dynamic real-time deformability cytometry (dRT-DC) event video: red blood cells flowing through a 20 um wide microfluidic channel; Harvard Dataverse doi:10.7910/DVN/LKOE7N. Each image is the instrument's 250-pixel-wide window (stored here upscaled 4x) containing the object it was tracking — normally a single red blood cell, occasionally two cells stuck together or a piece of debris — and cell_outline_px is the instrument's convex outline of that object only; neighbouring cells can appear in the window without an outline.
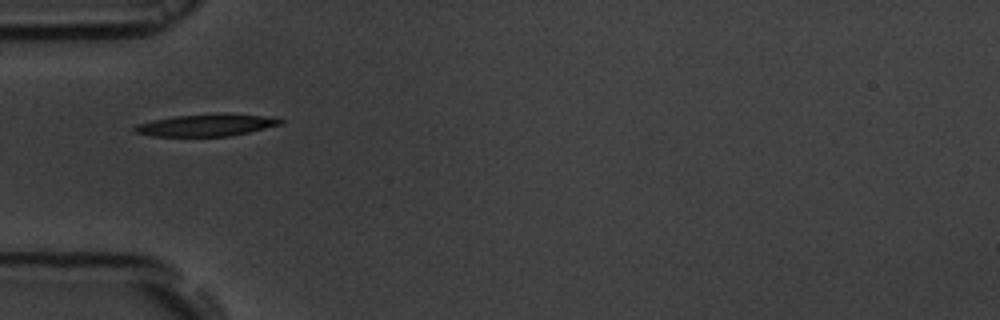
{"species": "common noctule bat (a hibernating species)", "species_latin": "Nyctalus noctula", "temperature_condition": "room temperature", "stored_images_in_passage": 38, "camera_frame_rate_fps": 3000, "um_per_image_px": 0.085, "animal": {"sex": "male", "body_mass_g": 19.5, "forearm_length_mm": 54.6}, "frame": {"image": 1, "passage_image": 1, "time_ms": 0.0, "image_size_px": [1000, 320], "cell_outline_px": [[284, 120], [280, 124], [232, 136], [152, 136], [132, 132], [132, 128], [136, 124], [152, 120], [176, 116], [216, 112], [220, 112], [264, 116]], "centroid_in_image_um": [17.46, 10.62], "position_along_channel_um": 67.5, "area_um2": 18.9}}
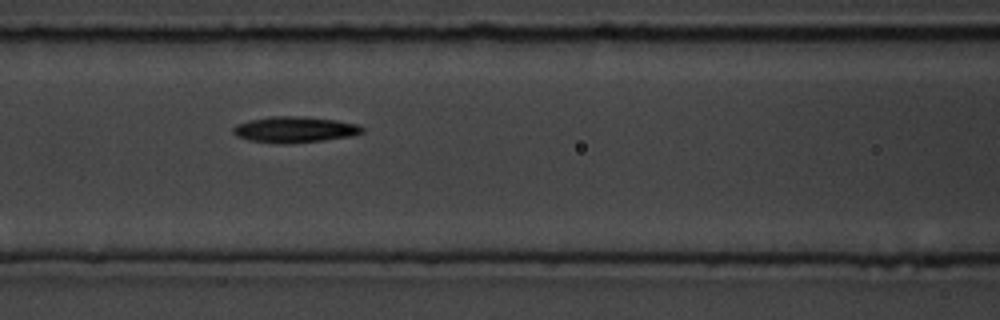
{"frame": {"image": 2, "passage_image": 7, "time_ms": 2.0, "image_size_px": [1000, 320], "cell_outline_px": [[364, 132], [348, 136], [324, 140], [248, 140], [236, 136], [232, 132], [232, 128], [236, 124], [248, 120], [272, 116], [304, 116], [336, 120], [360, 124], [364, 128]], "centroid_in_image_um": [25.07, 10.94], "position_along_channel_um": 141.5, "area_um2": 18.55}}
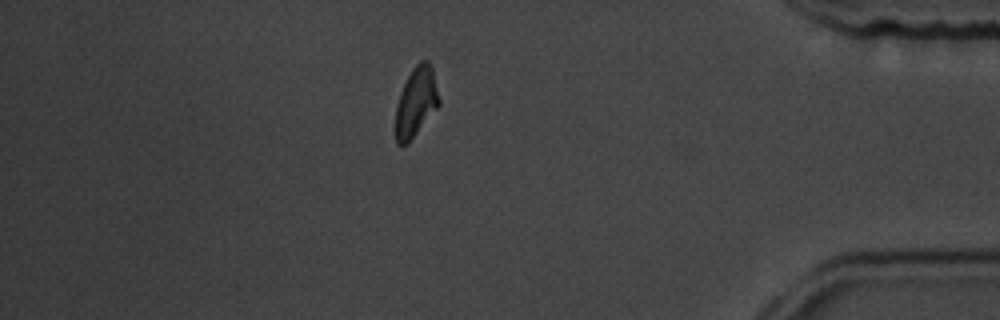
{"frame": {"image": 3, "passage_image": 31, "time_ms": 10.0, "image_size_px": [1000, 320], "cell_outline_px": [[440, 104], [408, 144], [396, 144], [396, 104], [400, 92], [412, 68], [420, 60], [428, 60], [432, 68], [440, 100]], "centroid_in_image_um": [35.36, 8.66], "position_along_channel_um": 399.8, "area_um2": 17.51}, "authors_computed_cell_mechanics": {"area_um2": 17.9758, "velocity_mm_per_s": 3.7058, "shape_relaxation_time_tau1_ms": 2.0711, "shape_relaxation_time_tau2_ms": 4.4956, "deformation_change_tau1": 0.1503, "deformation_change_tau2": 0.1253}}